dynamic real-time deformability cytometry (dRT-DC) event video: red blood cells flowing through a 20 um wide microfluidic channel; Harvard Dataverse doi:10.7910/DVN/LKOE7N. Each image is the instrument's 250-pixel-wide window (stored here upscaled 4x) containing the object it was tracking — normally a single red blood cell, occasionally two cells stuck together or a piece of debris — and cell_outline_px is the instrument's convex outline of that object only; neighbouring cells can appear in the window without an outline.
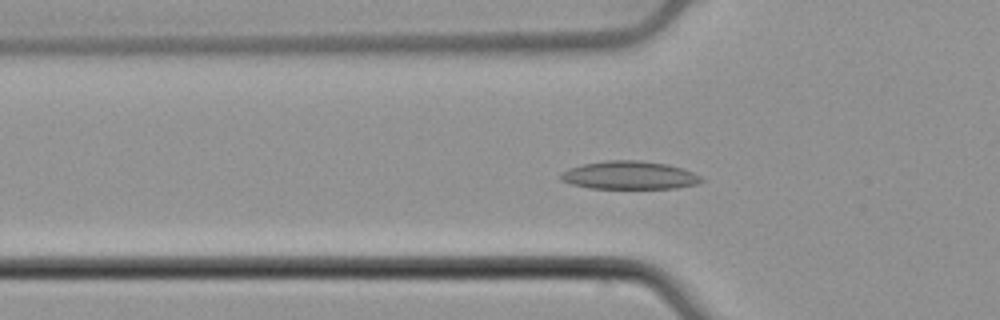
{"species": "common noctule bat (a hibernating species)", "species_latin": "Nyctalus noctula", "temperature_condition": "cold", "stored_images_in_passage": 54, "camera_frame_rate_fps": 3000, "um_per_image_px": 0.085, "animal": {"sex": "male", "body_mass_g": 21.5, "forearm_length_mm": 52.0}, "frame": {"image": 1, "passage_image": 18, "time_ms": 5.667, "image_size_px": [1000, 320], "cell_outline_px": [[704, 180], [700, 184], [676, 188], [588, 188], [572, 184], [560, 180], [560, 172], [568, 168], [584, 164], [608, 160], [640, 160], [668, 164], [684, 168], [700, 176]], "centroid_in_image_um": [53.52, 14.89], "position_along_channel_um": 72.3, "area_um2": 23.24}}
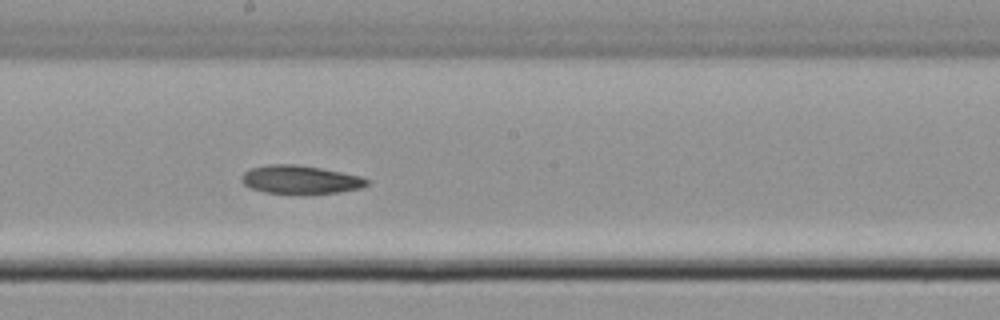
{"frame": {"image": 2, "passage_image": 30, "time_ms": 9.667, "image_size_px": [1000, 320], "cell_outline_px": [[372, 180], [368, 184], [360, 188], [340, 192], [312, 196], [308, 196], [264, 192], [252, 188], [244, 184], [240, 180], [240, 176], [244, 172], [252, 168], [268, 164], [296, 164], [320, 168], [360, 176]], "centroid_in_image_um": [25.54, 15.3], "position_along_channel_um": 222.7, "area_um2": 21.39}}
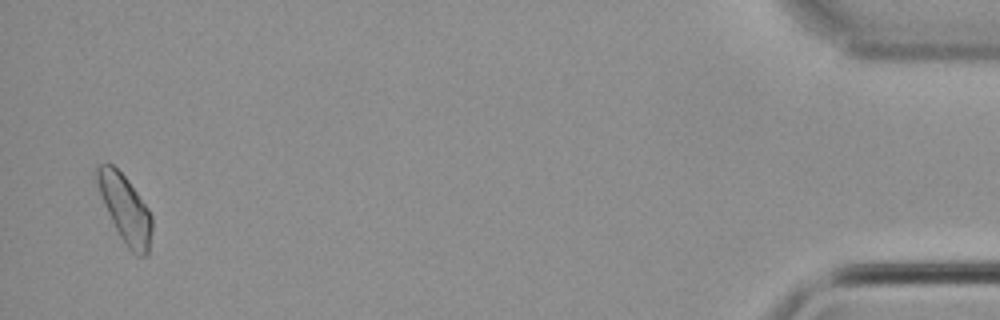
{"frame": {"image": 3, "passage_image": 53, "time_ms": 17.333, "image_size_px": [1000, 320], "cell_outline_px": [[152, 232], [148, 252], [144, 256], [136, 256], [124, 244], [104, 204], [92, 176], [92, 168], [100, 164], [112, 164], [128, 180], [148, 208], [152, 216]], "centroid_in_image_um": [10.6, 17.7], "position_along_channel_um": 424.6, "area_um2": 21.79}, "authors_computed_cell_mechanics": {"area_um2": 21.5016, "velocity_mm_per_s": 3.7862, "shape_relaxation_time_tau1_ms": 9.1183, "shape_relaxation_time_tau2_ms": null, "deformation_change_tau1": 0.1524, "deformation_change_tau2": null}}